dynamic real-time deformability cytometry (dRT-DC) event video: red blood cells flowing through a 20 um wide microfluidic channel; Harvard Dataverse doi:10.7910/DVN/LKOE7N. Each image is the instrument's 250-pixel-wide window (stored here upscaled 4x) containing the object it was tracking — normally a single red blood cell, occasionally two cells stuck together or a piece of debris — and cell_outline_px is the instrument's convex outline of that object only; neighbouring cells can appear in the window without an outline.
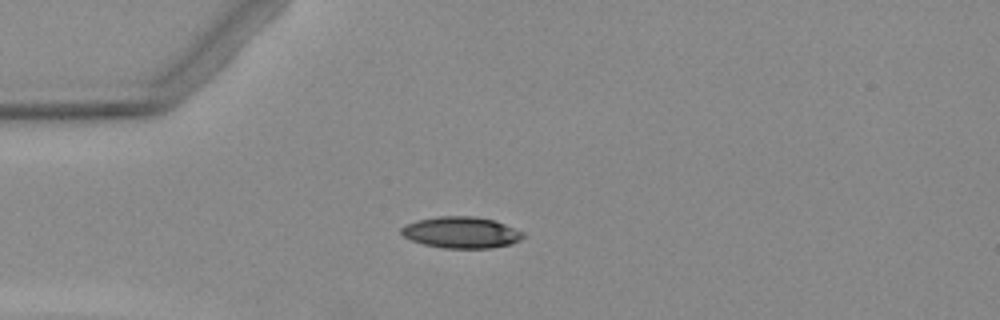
{"species": "Egyptian fruit bat (a non-hibernating species)", "species_latin": "Rousettus aegyptiacus", "temperature_condition": "warm", "stored_images_in_passage": 2, "camera_frame_rate_fps": 3000, "um_per_image_px": 0.085, "animal": {"sex": "female"}, "frame": {"image": 1, "passage_image": 2, "time_ms": 1.0, "image_size_px": [1000, 320], "cell_outline_px": [[524, 236], [520, 240], [512, 244], [488, 248], [444, 248], [424, 244], [412, 240], [404, 236], [400, 232], [400, 228], [404, 224], [416, 220], [436, 216], [476, 216], [496, 220], [524, 232]], "centroid_in_image_um": [39.2, 19.74], "position_along_channel_um": 45.8, "area_um2": 22.48}}